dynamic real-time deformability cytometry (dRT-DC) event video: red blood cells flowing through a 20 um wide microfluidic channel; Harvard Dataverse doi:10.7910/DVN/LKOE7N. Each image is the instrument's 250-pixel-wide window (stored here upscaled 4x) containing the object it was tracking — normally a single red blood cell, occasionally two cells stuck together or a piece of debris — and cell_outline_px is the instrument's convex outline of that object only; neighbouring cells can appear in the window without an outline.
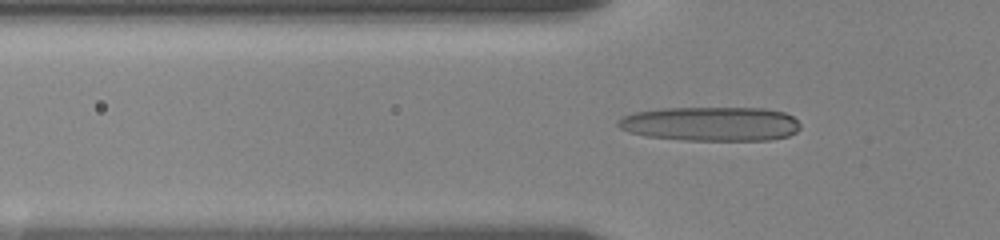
{"species": "human", "species_latin": "Homo sapiens", "temperature_condition": "room temperature", "stored_images_in_passage": 52, "camera_frame_rate_fps": 3000, "um_per_image_px": 0.085, "donor": {"sex": "female"}, "frame": {"image": 1, "passage_image": 16, "time_ms": 6.333, "image_size_px": [1000, 240], "cell_outline_px": [[800, 128], [796, 132], [788, 136], [768, 140], [684, 140], [648, 136], [628, 132], [620, 128], [616, 124], [616, 120], [624, 116], [636, 112], [660, 108], [764, 108], [784, 112], [792, 116], [800, 124]], "centroid_in_image_um": [60.41, 10.52], "position_along_channel_um": 65.4, "area_um2": 36.47}}
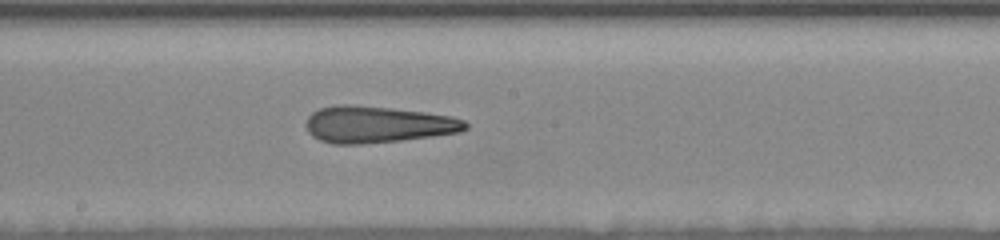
{"frame": {"image": 2, "passage_image": 26, "time_ms": 10.667, "image_size_px": [1000, 240], "cell_outline_px": [[468, 128], [460, 132], [432, 136], [400, 140], [360, 144], [332, 144], [320, 140], [312, 136], [308, 132], [304, 124], [308, 116], [312, 112], [320, 108], [336, 104], [352, 104], [392, 108], [424, 112], [452, 116], [464, 120], [468, 124]], "centroid_in_image_um": [32.05, 10.57], "position_along_channel_um": 216.1, "area_um2": 34.28}}
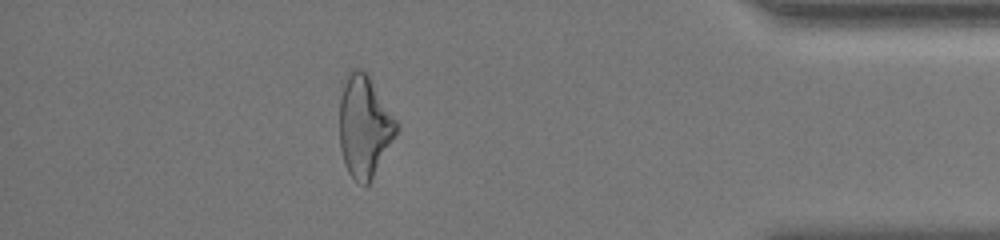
{"frame": {"image": 3, "passage_image": 43, "time_ms": 17.0, "image_size_px": [1000, 240], "cell_outline_px": [[396, 132], [368, 184], [364, 188], [348, 172], [344, 164], [340, 148], [340, 96], [344, 76], [348, 68], [360, 68], [368, 76], [396, 120]], "centroid_in_image_um": [30.9, 10.7], "position_along_channel_um": 404.3, "area_um2": 33.06}, "authors_computed_cell_mechanics": {"area_um2": 34.1887, "velocity_mm_per_s": 3.5215, "shape_relaxation_time_tau1_ms": null, "shape_relaxation_time_tau2_ms": 4.0271, "deformation_change_tau1": null, "deformation_change_tau2": 0.17}}